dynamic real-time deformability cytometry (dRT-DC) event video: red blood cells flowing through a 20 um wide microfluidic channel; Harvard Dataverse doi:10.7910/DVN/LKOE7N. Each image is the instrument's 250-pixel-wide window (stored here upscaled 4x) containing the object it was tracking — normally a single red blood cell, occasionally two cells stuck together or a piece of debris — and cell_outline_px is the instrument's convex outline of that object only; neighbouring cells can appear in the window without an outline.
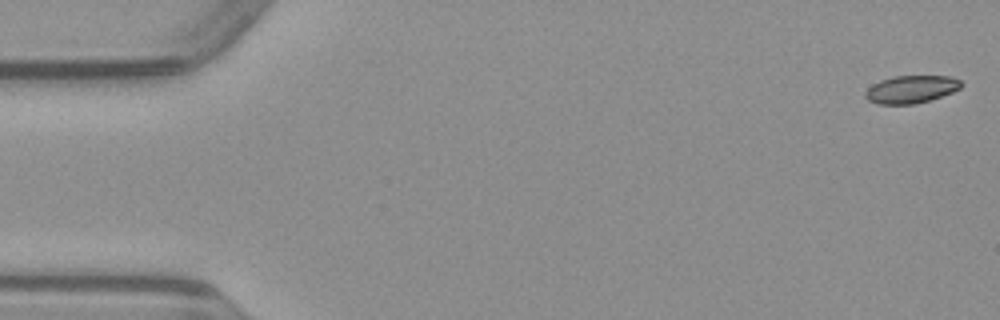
{"species": "common noctule bat (a hibernating species)", "species_latin": "Nyctalus noctula", "temperature_condition": "warm", "stored_images_in_passage": 51, "camera_frame_rate_fps": 3000, "um_per_image_px": 0.085, "animal": {"sex": "male", "body_mass_g": 23.1, "forearm_length_mm": 52.7}, "frame": {"image": 1, "passage_image": 1, "time_ms": 0.0, "image_size_px": [1000, 320], "cell_outline_px": [[964, 84], [960, 88], [952, 92], [916, 104], [876, 104], [868, 100], [864, 96], [864, 92], [872, 84], [880, 80], [892, 76], [952, 76], [960, 80]], "centroid_in_image_um": [77.42, 7.58], "position_along_channel_um": 7.6, "area_um2": 15.55}}
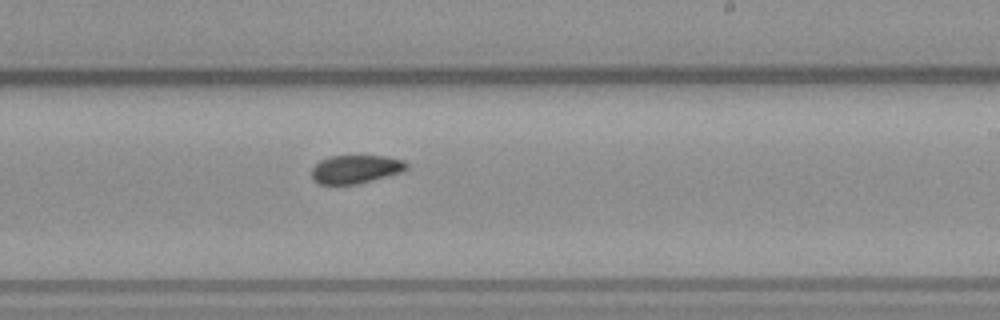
{"frame": {"image": 2, "passage_image": 30, "time_ms": 9.667, "image_size_px": [1000, 320], "cell_outline_px": [[408, 168], [400, 172], [372, 180], [356, 184], [320, 184], [312, 180], [312, 168], [320, 160], [328, 156], [384, 156], [404, 160], [408, 164]], "centroid_in_image_um": [30.21, 14.37], "position_along_channel_um": 258.8, "area_um2": 15.61}}
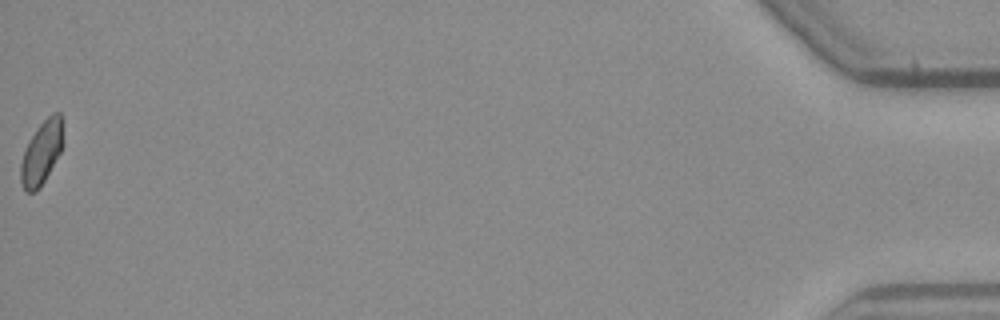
{"frame": {"image": 3, "passage_image": 51, "time_ms": 16.667, "image_size_px": [1000, 320], "cell_outline_px": [[64, 144], [60, 152], [40, 188], [36, 192], [24, 192], [20, 180], [20, 164], [24, 148], [40, 124], [52, 112], [60, 112]], "centroid_in_image_um": [3.52, 13.0], "position_along_channel_um": 431.7, "area_um2": 15.72}}